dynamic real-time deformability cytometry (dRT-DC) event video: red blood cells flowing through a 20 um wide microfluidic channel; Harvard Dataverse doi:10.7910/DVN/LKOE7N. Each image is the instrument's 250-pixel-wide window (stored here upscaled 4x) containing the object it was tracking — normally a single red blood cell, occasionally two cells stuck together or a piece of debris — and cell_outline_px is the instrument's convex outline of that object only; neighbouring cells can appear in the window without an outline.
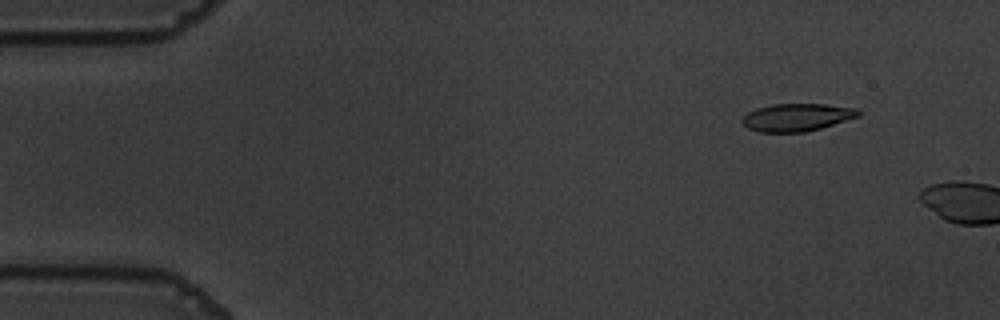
{"species": "common noctule bat (a hibernating species)", "species_latin": "Nyctalus noctula", "temperature_condition": "warm", "stored_images_in_passage": 9, "camera_frame_rate_fps": 3000, "um_per_image_px": 0.085, "animal": {"sex": "male", "body_mass_g": 19.5, "forearm_length_mm": 54.6}, "frame": {"image": 1, "passage_image": 6, "time_ms": 1.667, "image_size_px": [1000, 320], "cell_outline_px": [[860, 116], [820, 128], [804, 132], [760, 132], [748, 128], [744, 124], [744, 116], [748, 112], [756, 108], [772, 104], [824, 104], [856, 108], [860, 112]], "centroid_in_image_um": [67.74, 9.96], "position_along_channel_um": 17.3, "area_um2": 18.5}}